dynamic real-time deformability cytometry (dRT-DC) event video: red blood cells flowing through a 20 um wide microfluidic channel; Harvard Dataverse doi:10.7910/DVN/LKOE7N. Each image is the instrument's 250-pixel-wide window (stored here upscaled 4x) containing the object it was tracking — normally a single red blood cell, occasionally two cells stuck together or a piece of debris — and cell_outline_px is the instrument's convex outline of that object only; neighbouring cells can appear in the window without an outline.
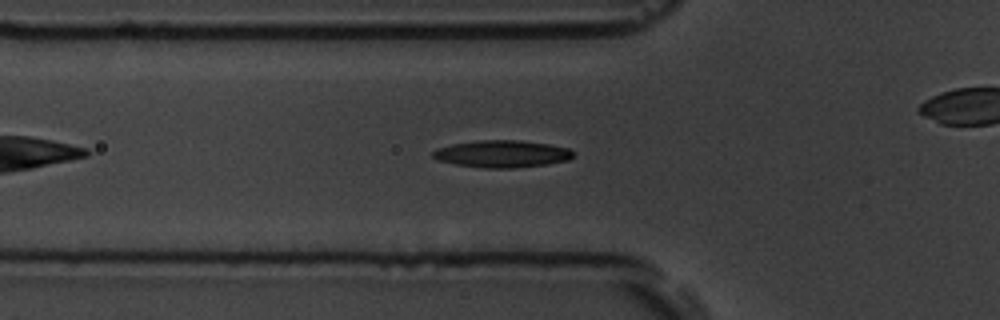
{"species": "common noctule bat (a hibernating species)", "species_latin": "Nyctalus noctula", "temperature_condition": "room temperature", "stored_images_in_passage": 44, "camera_frame_rate_fps": 3000, "um_per_image_px": 0.085, "animal": {"sex": "male", "body_mass_g": 19.5, "forearm_length_mm": 54.6}, "frame": {"image": 1, "passage_image": 8, "time_ms": 2.333, "image_size_px": [1000, 320], "cell_outline_px": [[572, 156], [568, 160], [548, 164], [512, 168], [484, 168], [456, 164], [436, 160], [432, 156], [432, 152], [436, 148], [452, 144], [476, 140], [520, 140], [548, 144], [568, 148], [572, 152]], "centroid_in_image_um": [42.62, 13.07], "position_along_channel_um": 83.2, "area_um2": 22.2}}
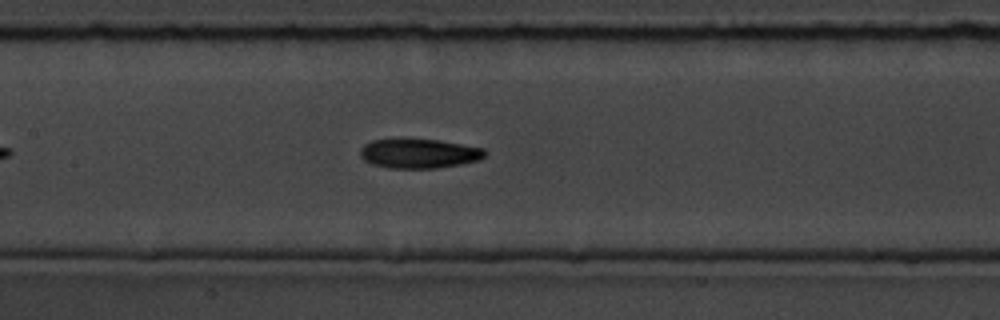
{"frame": {"image": 2, "passage_image": 15, "time_ms": 4.667, "image_size_px": [1000, 320], "cell_outline_px": [[484, 156], [480, 160], [460, 164], [436, 168], [388, 168], [372, 164], [364, 160], [360, 156], [360, 148], [364, 144], [372, 140], [440, 140], [484, 148]], "centroid_in_image_um": [35.6, 13.06], "position_along_channel_um": 171.8, "area_um2": 21.15}}
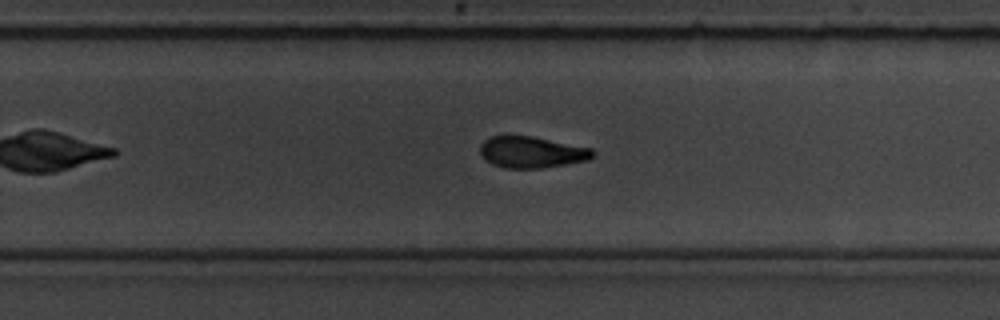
{"frame": {"image": 3, "passage_image": 24, "time_ms": 7.667, "image_size_px": [1000, 320], "cell_outline_px": [[596, 152], [588, 160], [540, 168], [504, 168], [492, 164], [484, 160], [480, 152], [480, 144], [484, 140], [492, 136], [532, 136], [592, 148]], "centroid_in_image_um": [45.17, 12.93], "position_along_channel_um": 284.6, "area_um2": 20.58}, "authors_computed_cell_mechanics": {"area_um2": 21.097, "velocity_mm_per_s": 3.7762, "shape_relaxation_time_tau1_ms": 5.3907, "shape_relaxation_time_tau2_ms": 3.3756, "deformation_change_tau1": 0.1607, "deformation_change_tau2": 0.113}}